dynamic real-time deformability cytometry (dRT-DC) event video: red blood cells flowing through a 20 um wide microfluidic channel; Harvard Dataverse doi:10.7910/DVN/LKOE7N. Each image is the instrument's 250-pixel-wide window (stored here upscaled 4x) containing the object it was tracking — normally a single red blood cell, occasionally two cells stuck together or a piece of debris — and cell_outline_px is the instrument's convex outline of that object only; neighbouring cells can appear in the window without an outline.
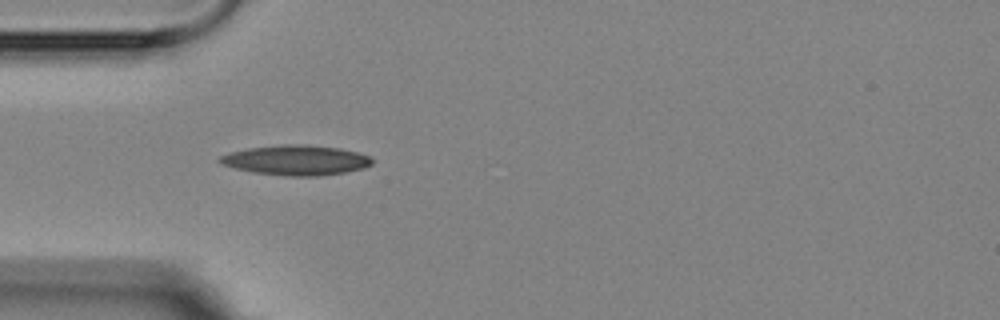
{"species": "Egyptian fruit bat (a non-hibernating species)", "species_latin": "Rousettus aegyptiacus", "temperature_condition": "room temperature", "stored_images_in_passage": 8, "camera_frame_rate_fps": 3000, "um_per_image_px": 0.085, "animal": {"sex": "female"}, "frame": {"image": 1, "passage_image": 4, "time_ms": 3.333, "image_size_px": [1000, 320], "cell_outline_px": [[372, 164], [364, 168], [344, 172], [316, 176], [288, 176], [252, 172], [236, 168], [224, 164], [216, 160], [220, 156], [228, 152], [248, 148], [284, 144], [304, 144], [340, 148], [356, 152], [368, 156], [372, 160]], "centroid_in_image_um": [25.14, 13.61], "position_along_channel_um": 59.9, "area_um2": 26.47}}
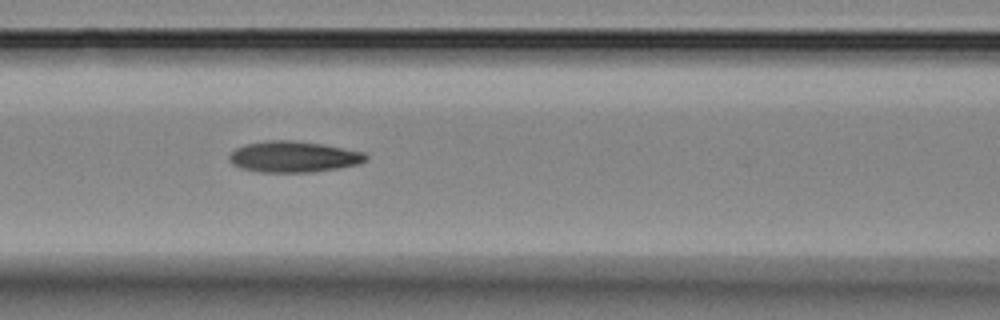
{"frame": {"image": 2, "passage_image": 6, "time_ms": 5.667, "image_size_px": [1000, 320], "cell_outline_px": [[368, 156], [364, 160], [356, 164], [336, 168], [312, 172], [260, 172], [240, 168], [232, 164], [228, 160], [228, 156], [236, 148], [244, 144], [268, 140], [292, 140], [320, 144], [364, 152]], "centroid_in_image_um": [24.87, 13.32], "position_along_channel_um": 141.7, "area_um2": 24.51}}
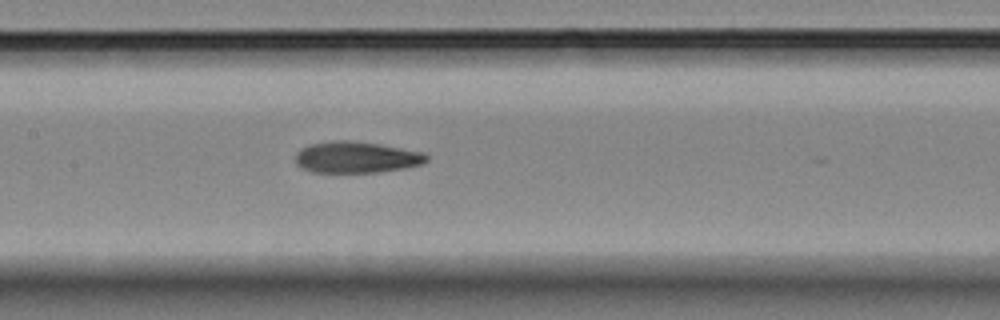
{"frame": {"image": 3, "passage_image": 7, "time_ms": 6.667, "image_size_px": [1000, 320], "cell_outline_px": [[428, 160], [420, 164], [404, 168], [380, 172], [312, 172], [300, 168], [296, 164], [296, 152], [300, 148], [308, 144], [332, 140], [352, 140], [380, 144], [424, 152], [428, 156]], "centroid_in_image_um": [30.25, 13.35], "position_along_channel_um": 177.1, "area_um2": 24.22}}